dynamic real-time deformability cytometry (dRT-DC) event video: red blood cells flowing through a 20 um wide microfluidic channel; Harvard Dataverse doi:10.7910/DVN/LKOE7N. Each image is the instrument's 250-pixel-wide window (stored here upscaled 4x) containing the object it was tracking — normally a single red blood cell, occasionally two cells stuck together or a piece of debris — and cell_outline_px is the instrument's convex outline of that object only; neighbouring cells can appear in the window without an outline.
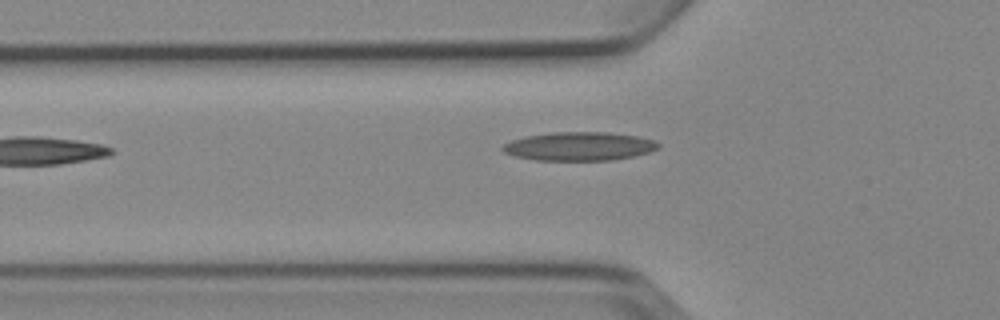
{"species": "Egyptian fruit bat (a non-hibernating species)", "species_latin": "Rousettus aegyptiacus", "temperature_condition": "cold", "stored_images_in_passage": 6, "camera_frame_rate_fps": 3000, "um_per_image_px": 0.085, "animal": {"sex": "female"}, "frame": {"image": 1, "passage_image": 5, "time_ms": 5.667, "image_size_px": [1000, 320], "cell_outline_px": [[660, 148], [648, 152], [632, 156], [612, 160], [536, 160], [516, 156], [504, 152], [500, 148], [504, 144], [512, 140], [524, 136], [552, 132], [608, 132], [636, 136], [656, 140], [660, 144]], "centroid_in_image_um": [49.24, 12.43], "position_along_channel_um": 76.6, "area_um2": 25.95}}
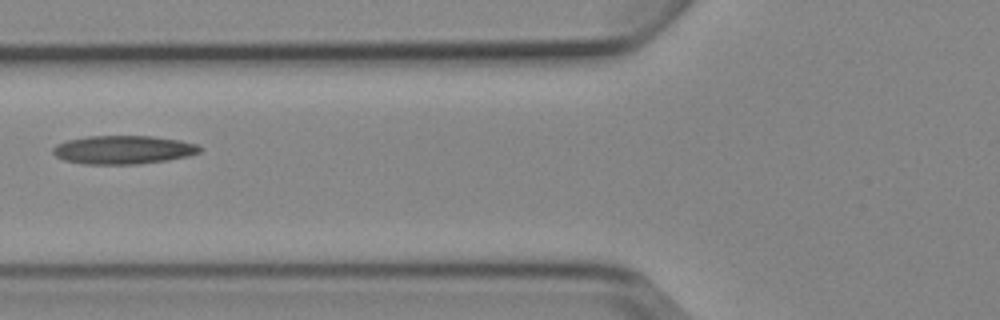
{"frame": {"image": 2, "passage_image": 6, "time_ms": 6.667, "image_size_px": [1000, 320], "cell_outline_px": [[204, 148], [200, 152], [188, 156], [168, 160], [140, 164], [84, 164], [64, 160], [56, 156], [52, 152], [52, 148], [56, 144], [68, 140], [88, 136], [152, 136], [180, 140], [200, 144]], "centroid_in_image_um": [10.52, 12.73], "position_along_channel_um": 115.3, "area_um2": 24.62}}